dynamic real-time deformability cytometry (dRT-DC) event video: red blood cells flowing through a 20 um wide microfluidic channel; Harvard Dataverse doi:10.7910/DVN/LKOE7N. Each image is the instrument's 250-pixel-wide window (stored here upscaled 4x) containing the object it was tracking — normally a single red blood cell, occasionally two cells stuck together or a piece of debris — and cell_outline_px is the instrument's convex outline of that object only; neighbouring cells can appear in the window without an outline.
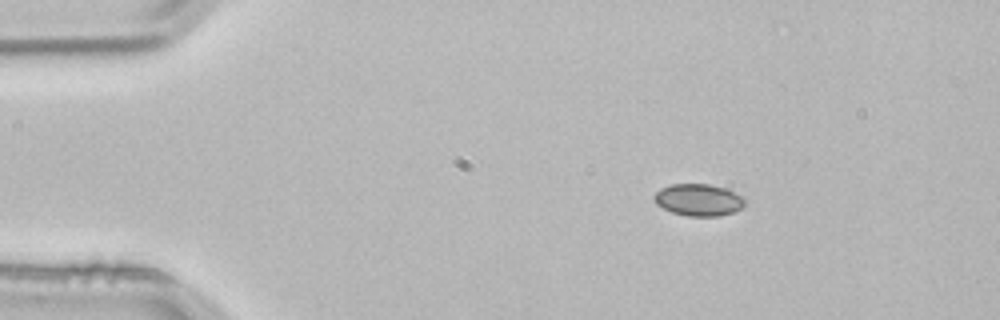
{"species": "common noctule bat (a hibernating species)", "species_latin": "Nyctalus noctula", "temperature_condition": "room temperature", "stored_images_in_passage": 2, "camera_frame_rate_fps": 3000, "um_per_image_px": 0.085, "animal": {"sex": "male", "body_mass_g": 21.5, "forearm_length_mm": 52.0}, "frame": {"image": 1, "passage_image": 1, "time_ms": 0.0, "image_size_px": [1000, 320], "cell_outline_px": [[744, 204], [740, 208], [732, 212], [720, 216], [688, 216], [672, 212], [656, 204], [652, 196], [660, 188], [672, 184], [708, 184], [724, 188], [744, 196]], "centroid_in_image_um": [59.35, 16.98], "position_along_channel_um": 25.7, "area_um2": 16.82}}
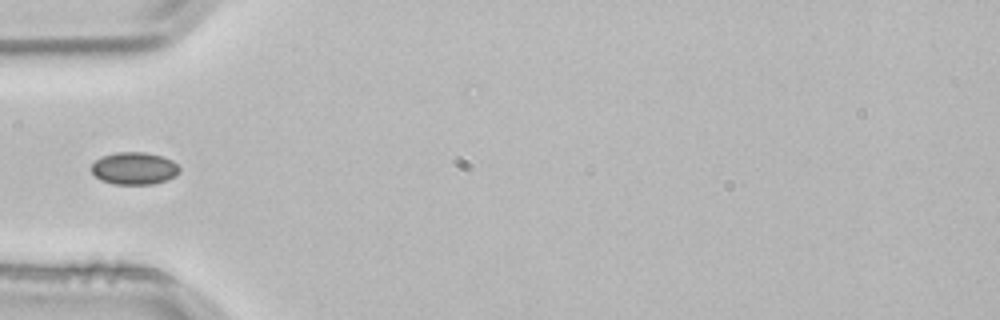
{"frame": {"image": 2, "passage_image": 2, "time_ms": 0.333, "image_size_px": [1000, 320], "cell_outline_px": [[180, 172], [168, 180], [152, 184], [112, 184], [100, 180], [92, 172], [92, 164], [96, 160], [104, 156], [116, 152], [144, 152], [164, 156], [172, 160], [180, 168]], "centroid_in_image_um": [11.43, 14.31], "position_along_channel_um": 73.6, "area_um2": 16.65}}